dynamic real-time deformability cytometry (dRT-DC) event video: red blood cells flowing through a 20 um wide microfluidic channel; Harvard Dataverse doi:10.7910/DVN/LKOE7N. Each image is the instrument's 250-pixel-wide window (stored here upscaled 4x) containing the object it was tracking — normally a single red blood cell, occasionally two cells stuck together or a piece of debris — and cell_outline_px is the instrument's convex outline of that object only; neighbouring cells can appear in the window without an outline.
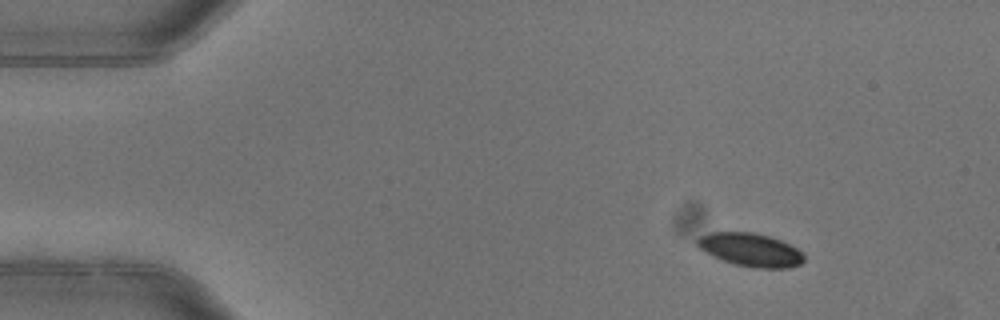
{"species": "common noctule bat (a hibernating species)", "species_latin": "Nyctalus noctula", "temperature_condition": "warm", "stored_images_in_passage": 4, "camera_frame_rate_fps": 3000, "um_per_image_px": 0.085, "animal": {"sex": "female"}, "frame": {"image": 1, "passage_image": 1, "time_ms": 0.0, "image_size_px": [1000, 320], "cell_outline_px": [[804, 260], [800, 264], [788, 268], [752, 268], [732, 264], [712, 256], [704, 252], [696, 244], [696, 240], [700, 236], [712, 232], [752, 232], [768, 236], [780, 240], [804, 252]], "centroid_in_image_um": [63.78, 21.24], "position_along_channel_um": 21.2, "area_um2": 20.81}}
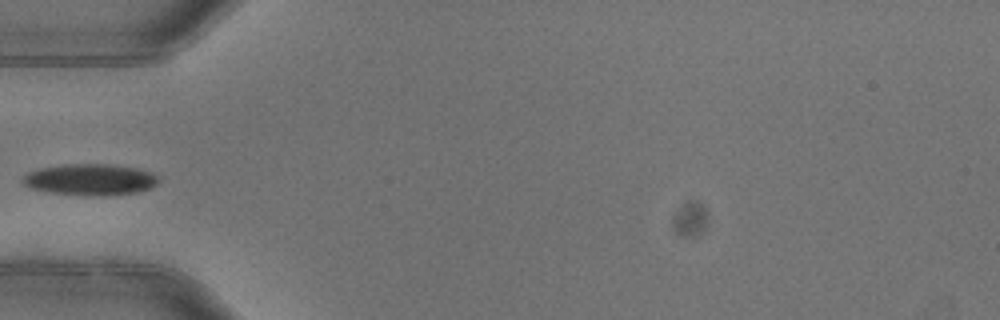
{"frame": {"image": 2, "passage_image": 4, "time_ms": 1.0, "image_size_px": [1000, 320], "cell_outline_px": [[160, 180], [156, 184], [148, 188], [136, 192], [104, 196], [100, 196], [48, 192], [28, 188], [20, 184], [20, 180], [28, 172], [40, 168], [68, 164], [108, 164], [136, 168], [152, 172], [160, 176]], "centroid_in_image_um": [7.64, 15.26], "position_along_channel_um": 77.4, "area_um2": 24.91}}